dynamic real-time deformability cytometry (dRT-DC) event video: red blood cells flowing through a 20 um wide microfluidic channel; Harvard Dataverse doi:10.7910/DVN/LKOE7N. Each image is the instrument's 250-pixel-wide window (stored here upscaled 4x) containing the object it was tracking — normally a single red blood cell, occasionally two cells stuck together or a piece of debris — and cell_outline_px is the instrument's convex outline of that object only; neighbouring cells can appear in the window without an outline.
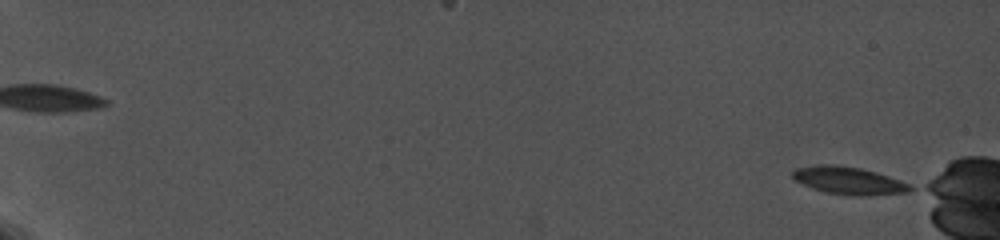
{"species": "common noctule bat (a hibernating species)", "species_latin": "Nyctalus noctula", "temperature_condition": "cold", "stored_images_in_passage": 3, "camera_frame_rate_fps": 5000, "um_per_image_px": 0.085, "animal": {"sex": "female", "body_mass_g": 19.0, "forearm_length_mm": 56.7}, "frame": {"image": 1, "passage_image": 1, "time_ms": 0.0, "image_size_px": [1000, 240], "cell_outline_px": [[916, 188], [908, 192], [860, 196], [852, 196], [824, 192], [812, 188], [792, 180], [792, 172], [796, 168], [816, 164], [836, 164], [860, 168], [876, 172], [900, 180]], "centroid_in_image_um": [72.1, 15.35], "position_along_channel_um": 12.9, "area_um2": 19.07}}